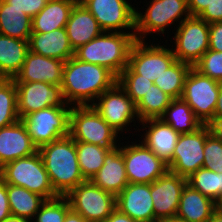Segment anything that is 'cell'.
I'll return each instance as SVG.
<instances>
[{
    "label": "cell",
    "mask_w": 222,
    "mask_h": 222,
    "mask_svg": "<svg viewBox=\"0 0 222 222\" xmlns=\"http://www.w3.org/2000/svg\"><path fill=\"white\" fill-rule=\"evenodd\" d=\"M91 181L97 187L115 196L128 185L129 182L120 144L106 154L102 168Z\"/></svg>",
    "instance_id": "obj_22"
},
{
    "label": "cell",
    "mask_w": 222,
    "mask_h": 222,
    "mask_svg": "<svg viewBox=\"0 0 222 222\" xmlns=\"http://www.w3.org/2000/svg\"><path fill=\"white\" fill-rule=\"evenodd\" d=\"M116 208L137 222H155L151 184L128 183L116 196Z\"/></svg>",
    "instance_id": "obj_18"
},
{
    "label": "cell",
    "mask_w": 222,
    "mask_h": 222,
    "mask_svg": "<svg viewBox=\"0 0 222 222\" xmlns=\"http://www.w3.org/2000/svg\"><path fill=\"white\" fill-rule=\"evenodd\" d=\"M221 82L201 74L194 67L188 72L181 99L200 119L207 124L214 119Z\"/></svg>",
    "instance_id": "obj_10"
},
{
    "label": "cell",
    "mask_w": 222,
    "mask_h": 222,
    "mask_svg": "<svg viewBox=\"0 0 222 222\" xmlns=\"http://www.w3.org/2000/svg\"><path fill=\"white\" fill-rule=\"evenodd\" d=\"M191 67L187 63L176 60L160 77L155 79L154 84L173 99H180Z\"/></svg>",
    "instance_id": "obj_33"
},
{
    "label": "cell",
    "mask_w": 222,
    "mask_h": 222,
    "mask_svg": "<svg viewBox=\"0 0 222 222\" xmlns=\"http://www.w3.org/2000/svg\"><path fill=\"white\" fill-rule=\"evenodd\" d=\"M65 62L29 51L15 82H46L61 85Z\"/></svg>",
    "instance_id": "obj_20"
},
{
    "label": "cell",
    "mask_w": 222,
    "mask_h": 222,
    "mask_svg": "<svg viewBox=\"0 0 222 222\" xmlns=\"http://www.w3.org/2000/svg\"><path fill=\"white\" fill-rule=\"evenodd\" d=\"M135 41V31H103L93 40L78 47L74 51V57L82 62L104 66L118 77L128 65L129 53Z\"/></svg>",
    "instance_id": "obj_3"
},
{
    "label": "cell",
    "mask_w": 222,
    "mask_h": 222,
    "mask_svg": "<svg viewBox=\"0 0 222 222\" xmlns=\"http://www.w3.org/2000/svg\"><path fill=\"white\" fill-rule=\"evenodd\" d=\"M117 82L135 104L141 100L154 84L149 79L140 78V75L136 74L128 65L118 76Z\"/></svg>",
    "instance_id": "obj_36"
},
{
    "label": "cell",
    "mask_w": 222,
    "mask_h": 222,
    "mask_svg": "<svg viewBox=\"0 0 222 222\" xmlns=\"http://www.w3.org/2000/svg\"><path fill=\"white\" fill-rule=\"evenodd\" d=\"M75 143L82 175L86 180H91L102 168L105 156L111 149L79 141Z\"/></svg>",
    "instance_id": "obj_31"
},
{
    "label": "cell",
    "mask_w": 222,
    "mask_h": 222,
    "mask_svg": "<svg viewBox=\"0 0 222 222\" xmlns=\"http://www.w3.org/2000/svg\"><path fill=\"white\" fill-rule=\"evenodd\" d=\"M70 209L69 201L65 196L45 200L32 222H63Z\"/></svg>",
    "instance_id": "obj_37"
},
{
    "label": "cell",
    "mask_w": 222,
    "mask_h": 222,
    "mask_svg": "<svg viewBox=\"0 0 222 222\" xmlns=\"http://www.w3.org/2000/svg\"><path fill=\"white\" fill-rule=\"evenodd\" d=\"M7 195L11 215L33 220L36 212L45 202L41 195L31 192L24 187L7 184Z\"/></svg>",
    "instance_id": "obj_30"
},
{
    "label": "cell",
    "mask_w": 222,
    "mask_h": 222,
    "mask_svg": "<svg viewBox=\"0 0 222 222\" xmlns=\"http://www.w3.org/2000/svg\"><path fill=\"white\" fill-rule=\"evenodd\" d=\"M72 105L52 106L32 112L22 118L32 142L39 149L65 136H69Z\"/></svg>",
    "instance_id": "obj_7"
},
{
    "label": "cell",
    "mask_w": 222,
    "mask_h": 222,
    "mask_svg": "<svg viewBox=\"0 0 222 222\" xmlns=\"http://www.w3.org/2000/svg\"><path fill=\"white\" fill-rule=\"evenodd\" d=\"M63 222H87L79 213L70 209L64 218Z\"/></svg>",
    "instance_id": "obj_47"
},
{
    "label": "cell",
    "mask_w": 222,
    "mask_h": 222,
    "mask_svg": "<svg viewBox=\"0 0 222 222\" xmlns=\"http://www.w3.org/2000/svg\"><path fill=\"white\" fill-rule=\"evenodd\" d=\"M65 29L74 51L103 32L94 16L79 1L72 8Z\"/></svg>",
    "instance_id": "obj_23"
},
{
    "label": "cell",
    "mask_w": 222,
    "mask_h": 222,
    "mask_svg": "<svg viewBox=\"0 0 222 222\" xmlns=\"http://www.w3.org/2000/svg\"><path fill=\"white\" fill-rule=\"evenodd\" d=\"M187 184L214 201L222 195V173L199 168L187 178Z\"/></svg>",
    "instance_id": "obj_35"
},
{
    "label": "cell",
    "mask_w": 222,
    "mask_h": 222,
    "mask_svg": "<svg viewBox=\"0 0 222 222\" xmlns=\"http://www.w3.org/2000/svg\"><path fill=\"white\" fill-rule=\"evenodd\" d=\"M108 32L135 31L136 8L127 0H79ZM134 6V7H133Z\"/></svg>",
    "instance_id": "obj_15"
},
{
    "label": "cell",
    "mask_w": 222,
    "mask_h": 222,
    "mask_svg": "<svg viewBox=\"0 0 222 222\" xmlns=\"http://www.w3.org/2000/svg\"><path fill=\"white\" fill-rule=\"evenodd\" d=\"M29 51V40L0 34V78H15Z\"/></svg>",
    "instance_id": "obj_26"
},
{
    "label": "cell",
    "mask_w": 222,
    "mask_h": 222,
    "mask_svg": "<svg viewBox=\"0 0 222 222\" xmlns=\"http://www.w3.org/2000/svg\"><path fill=\"white\" fill-rule=\"evenodd\" d=\"M209 50L222 52V21L209 24Z\"/></svg>",
    "instance_id": "obj_42"
},
{
    "label": "cell",
    "mask_w": 222,
    "mask_h": 222,
    "mask_svg": "<svg viewBox=\"0 0 222 222\" xmlns=\"http://www.w3.org/2000/svg\"><path fill=\"white\" fill-rule=\"evenodd\" d=\"M104 222H137L130 216L122 213L119 209L115 208L111 215Z\"/></svg>",
    "instance_id": "obj_46"
},
{
    "label": "cell",
    "mask_w": 222,
    "mask_h": 222,
    "mask_svg": "<svg viewBox=\"0 0 222 222\" xmlns=\"http://www.w3.org/2000/svg\"><path fill=\"white\" fill-rule=\"evenodd\" d=\"M176 28L174 39L170 38L175 41L173 54L176 60L193 67L209 50V24L198 16H190Z\"/></svg>",
    "instance_id": "obj_9"
},
{
    "label": "cell",
    "mask_w": 222,
    "mask_h": 222,
    "mask_svg": "<svg viewBox=\"0 0 222 222\" xmlns=\"http://www.w3.org/2000/svg\"><path fill=\"white\" fill-rule=\"evenodd\" d=\"M36 152L38 148L32 142L22 120L0 129V168Z\"/></svg>",
    "instance_id": "obj_21"
},
{
    "label": "cell",
    "mask_w": 222,
    "mask_h": 222,
    "mask_svg": "<svg viewBox=\"0 0 222 222\" xmlns=\"http://www.w3.org/2000/svg\"><path fill=\"white\" fill-rule=\"evenodd\" d=\"M210 134L222 142V119H213L206 124Z\"/></svg>",
    "instance_id": "obj_45"
},
{
    "label": "cell",
    "mask_w": 222,
    "mask_h": 222,
    "mask_svg": "<svg viewBox=\"0 0 222 222\" xmlns=\"http://www.w3.org/2000/svg\"><path fill=\"white\" fill-rule=\"evenodd\" d=\"M0 178L6 184L24 187L46 200L59 197L52 187L39 152L5 164L0 168Z\"/></svg>",
    "instance_id": "obj_4"
},
{
    "label": "cell",
    "mask_w": 222,
    "mask_h": 222,
    "mask_svg": "<svg viewBox=\"0 0 222 222\" xmlns=\"http://www.w3.org/2000/svg\"><path fill=\"white\" fill-rule=\"evenodd\" d=\"M193 67L201 74L222 83V52L207 50Z\"/></svg>",
    "instance_id": "obj_38"
},
{
    "label": "cell",
    "mask_w": 222,
    "mask_h": 222,
    "mask_svg": "<svg viewBox=\"0 0 222 222\" xmlns=\"http://www.w3.org/2000/svg\"><path fill=\"white\" fill-rule=\"evenodd\" d=\"M160 222H186V221H183V220H180V219H177V218H170V219H165V220L160 221Z\"/></svg>",
    "instance_id": "obj_52"
},
{
    "label": "cell",
    "mask_w": 222,
    "mask_h": 222,
    "mask_svg": "<svg viewBox=\"0 0 222 222\" xmlns=\"http://www.w3.org/2000/svg\"><path fill=\"white\" fill-rule=\"evenodd\" d=\"M136 40L130 50L128 66L140 75L154 83L175 61L172 48L155 43ZM167 47V48H166Z\"/></svg>",
    "instance_id": "obj_13"
},
{
    "label": "cell",
    "mask_w": 222,
    "mask_h": 222,
    "mask_svg": "<svg viewBox=\"0 0 222 222\" xmlns=\"http://www.w3.org/2000/svg\"><path fill=\"white\" fill-rule=\"evenodd\" d=\"M216 211L215 201L191 188H183L176 218L186 222H207Z\"/></svg>",
    "instance_id": "obj_25"
},
{
    "label": "cell",
    "mask_w": 222,
    "mask_h": 222,
    "mask_svg": "<svg viewBox=\"0 0 222 222\" xmlns=\"http://www.w3.org/2000/svg\"><path fill=\"white\" fill-rule=\"evenodd\" d=\"M117 80L108 68L82 62L73 56L64 64L61 88L69 105L86 106L112 88Z\"/></svg>",
    "instance_id": "obj_1"
},
{
    "label": "cell",
    "mask_w": 222,
    "mask_h": 222,
    "mask_svg": "<svg viewBox=\"0 0 222 222\" xmlns=\"http://www.w3.org/2000/svg\"><path fill=\"white\" fill-rule=\"evenodd\" d=\"M69 136L74 141L116 148L121 138L118 133L91 106H72ZM119 141V142H118ZM118 142V143H117Z\"/></svg>",
    "instance_id": "obj_6"
},
{
    "label": "cell",
    "mask_w": 222,
    "mask_h": 222,
    "mask_svg": "<svg viewBox=\"0 0 222 222\" xmlns=\"http://www.w3.org/2000/svg\"><path fill=\"white\" fill-rule=\"evenodd\" d=\"M160 118L179 134L195 132L204 125L181 98L173 99Z\"/></svg>",
    "instance_id": "obj_29"
},
{
    "label": "cell",
    "mask_w": 222,
    "mask_h": 222,
    "mask_svg": "<svg viewBox=\"0 0 222 222\" xmlns=\"http://www.w3.org/2000/svg\"><path fill=\"white\" fill-rule=\"evenodd\" d=\"M209 133L208 126L204 124L195 132L180 134L172 160L167 164L168 170L188 178L199 168H202L204 161L203 150Z\"/></svg>",
    "instance_id": "obj_14"
},
{
    "label": "cell",
    "mask_w": 222,
    "mask_h": 222,
    "mask_svg": "<svg viewBox=\"0 0 222 222\" xmlns=\"http://www.w3.org/2000/svg\"><path fill=\"white\" fill-rule=\"evenodd\" d=\"M91 106L119 135L125 130L131 131L128 127L132 122L136 126L135 119L139 121L136 104L118 82L104 91Z\"/></svg>",
    "instance_id": "obj_11"
},
{
    "label": "cell",
    "mask_w": 222,
    "mask_h": 222,
    "mask_svg": "<svg viewBox=\"0 0 222 222\" xmlns=\"http://www.w3.org/2000/svg\"><path fill=\"white\" fill-rule=\"evenodd\" d=\"M11 215L7 195V184L0 178V222H3Z\"/></svg>",
    "instance_id": "obj_43"
},
{
    "label": "cell",
    "mask_w": 222,
    "mask_h": 222,
    "mask_svg": "<svg viewBox=\"0 0 222 222\" xmlns=\"http://www.w3.org/2000/svg\"><path fill=\"white\" fill-rule=\"evenodd\" d=\"M87 222H104L116 208V196L85 180L65 196Z\"/></svg>",
    "instance_id": "obj_8"
},
{
    "label": "cell",
    "mask_w": 222,
    "mask_h": 222,
    "mask_svg": "<svg viewBox=\"0 0 222 222\" xmlns=\"http://www.w3.org/2000/svg\"><path fill=\"white\" fill-rule=\"evenodd\" d=\"M212 0H187L191 16H199Z\"/></svg>",
    "instance_id": "obj_44"
},
{
    "label": "cell",
    "mask_w": 222,
    "mask_h": 222,
    "mask_svg": "<svg viewBox=\"0 0 222 222\" xmlns=\"http://www.w3.org/2000/svg\"><path fill=\"white\" fill-rule=\"evenodd\" d=\"M150 3V4H149ZM145 12L135 13V39L145 41L147 35L164 34L167 27L190 17L187 0H151ZM140 11V12H139ZM184 17V18H183ZM172 24V25H171Z\"/></svg>",
    "instance_id": "obj_5"
},
{
    "label": "cell",
    "mask_w": 222,
    "mask_h": 222,
    "mask_svg": "<svg viewBox=\"0 0 222 222\" xmlns=\"http://www.w3.org/2000/svg\"><path fill=\"white\" fill-rule=\"evenodd\" d=\"M3 222H32V220H30L28 218H23V217H18V216L10 215Z\"/></svg>",
    "instance_id": "obj_49"
},
{
    "label": "cell",
    "mask_w": 222,
    "mask_h": 222,
    "mask_svg": "<svg viewBox=\"0 0 222 222\" xmlns=\"http://www.w3.org/2000/svg\"><path fill=\"white\" fill-rule=\"evenodd\" d=\"M20 120L32 112L52 106H67L61 85L46 82H15Z\"/></svg>",
    "instance_id": "obj_16"
},
{
    "label": "cell",
    "mask_w": 222,
    "mask_h": 222,
    "mask_svg": "<svg viewBox=\"0 0 222 222\" xmlns=\"http://www.w3.org/2000/svg\"><path fill=\"white\" fill-rule=\"evenodd\" d=\"M172 100V97L152 84L149 91L136 104L139 122L151 118H160Z\"/></svg>",
    "instance_id": "obj_32"
},
{
    "label": "cell",
    "mask_w": 222,
    "mask_h": 222,
    "mask_svg": "<svg viewBox=\"0 0 222 222\" xmlns=\"http://www.w3.org/2000/svg\"><path fill=\"white\" fill-rule=\"evenodd\" d=\"M214 119H222V83L220 84L217 105L214 111Z\"/></svg>",
    "instance_id": "obj_48"
},
{
    "label": "cell",
    "mask_w": 222,
    "mask_h": 222,
    "mask_svg": "<svg viewBox=\"0 0 222 222\" xmlns=\"http://www.w3.org/2000/svg\"><path fill=\"white\" fill-rule=\"evenodd\" d=\"M216 211L222 215V195L215 201Z\"/></svg>",
    "instance_id": "obj_51"
},
{
    "label": "cell",
    "mask_w": 222,
    "mask_h": 222,
    "mask_svg": "<svg viewBox=\"0 0 222 222\" xmlns=\"http://www.w3.org/2000/svg\"><path fill=\"white\" fill-rule=\"evenodd\" d=\"M208 24L222 21V0H212L210 4L198 16Z\"/></svg>",
    "instance_id": "obj_41"
},
{
    "label": "cell",
    "mask_w": 222,
    "mask_h": 222,
    "mask_svg": "<svg viewBox=\"0 0 222 222\" xmlns=\"http://www.w3.org/2000/svg\"><path fill=\"white\" fill-rule=\"evenodd\" d=\"M186 184L187 178L169 170L151 183L155 222L176 218L180 196Z\"/></svg>",
    "instance_id": "obj_17"
},
{
    "label": "cell",
    "mask_w": 222,
    "mask_h": 222,
    "mask_svg": "<svg viewBox=\"0 0 222 222\" xmlns=\"http://www.w3.org/2000/svg\"><path fill=\"white\" fill-rule=\"evenodd\" d=\"M14 79L0 78V129L19 121Z\"/></svg>",
    "instance_id": "obj_34"
},
{
    "label": "cell",
    "mask_w": 222,
    "mask_h": 222,
    "mask_svg": "<svg viewBox=\"0 0 222 222\" xmlns=\"http://www.w3.org/2000/svg\"><path fill=\"white\" fill-rule=\"evenodd\" d=\"M12 8L23 11L27 16L33 18L48 3L49 0H5Z\"/></svg>",
    "instance_id": "obj_40"
},
{
    "label": "cell",
    "mask_w": 222,
    "mask_h": 222,
    "mask_svg": "<svg viewBox=\"0 0 222 222\" xmlns=\"http://www.w3.org/2000/svg\"><path fill=\"white\" fill-rule=\"evenodd\" d=\"M203 152L204 161L202 168L215 173H222V142L209 133Z\"/></svg>",
    "instance_id": "obj_39"
},
{
    "label": "cell",
    "mask_w": 222,
    "mask_h": 222,
    "mask_svg": "<svg viewBox=\"0 0 222 222\" xmlns=\"http://www.w3.org/2000/svg\"><path fill=\"white\" fill-rule=\"evenodd\" d=\"M77 2L78 0H49L32 18V32L47 33L65 28L71 10Z\"/></svg>",
    "instance_id": "obj_27"
},
{
    "label": "cell",
    "mask_w": 222,
    "mask_h": 222,
    "mask_svg": "<svg viewBox=\"0 0 222 222\" xmlns=\"http://www.w3.org/2000/svg\"><path fill=\"white\" fill-rule=\"evenodd\" d=\"M138 123H141L142 131L145 130L140 137L143 138L141 142L164 163L168 164L172 160L180 134L161 118L146 119Z\"/></svg>",
    "instance_id": "obj_19"
},
{
    "label": "cell",
    "mask_w": 222,
    "mask_h": 222,
    "mask_svg": "<svg viewBox=\"0 0 222 222\" xmlns=\"http://www.w3.org/2000/svg\"><path fill=\"white\" fill-rule=\"evenodd\" d=\"M32 33V18L23 11L12 8L5 0H0V34L29 40Z\"/></svg>",
    "instance_id": "obj_28"
},
{
    "label": "cell",
    "mask_w": 222,
    "mask_h": 222,
    "mask_svg": "<svg viewBox=\"0 0 222 222\" xmlns=\"http://www.w3.org/2000/svg\"><path fill=\"white\" fill-rule=\"evenodd\" d=\"M38 152L52 187L59 196H66L86 180L78 164L76 143L70 136L43 145Z\"/></svg>",
    "instance_id": "obj_2"
},
{
    "label": "cell",
    "mask_w": 222,
    "mask_h": 222,
    "mask_svg": "<svg viewBox=\"0 0 222 222\" xmlns=\"http://www.w3.org/2000/svg\"><path fill=\"white\" fill-rule=\"evenodd\" d=\"M207 222H222V215L215 211Z\"/></svg>",
    "instance_id": "obj_50"
},
{
    "label": "cell",
    "mask_w": 222,
    "mask_h": 222,
    "mask_svg": "<svg viewBox=\"0 0 222 222\" xmlns=\"http://www.w3.org/2000/svg\"><path fill=\"white\" fill-rule=\"evenodd\" d=\"M120 143L129 183L151 184L167 170V164L158 158L140 140L139 143Z\"/></svg>",
    "instance_id": "obj_12"
},
{
    "label": "cell",
    "mask_w": 222,
    "mask_h": 222,
    "mask_svg": "<svg viewBox=\"0 0 222 222\" xmlns=\"http://www.w3.org/2000/svg\"><path fill=\"white\" fill-rule=\"evenodd\" d=\"M29 50L49 58L66 62L74 56L65 28L47 33L32 32L29 39Z\"/></svg>",
    "instance_id": "obj_24"
}]
</instances>
